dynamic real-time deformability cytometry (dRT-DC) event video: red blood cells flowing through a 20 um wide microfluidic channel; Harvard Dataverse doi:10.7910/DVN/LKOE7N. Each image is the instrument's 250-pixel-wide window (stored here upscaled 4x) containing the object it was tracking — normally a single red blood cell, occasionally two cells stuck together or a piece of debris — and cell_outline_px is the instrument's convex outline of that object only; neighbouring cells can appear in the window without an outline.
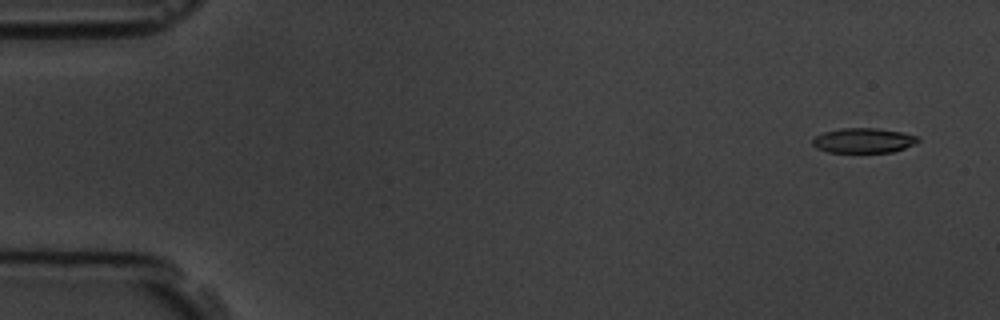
{"species": "common noctule bat (a hibernating species)", "species_latin": "Nyctalus noctula", "temperature_condition": "room temperature", "stored_images_in_passage": 4, "camera_frame_rate_fps": 3000, "um_per_image_px": 0.085, "animal": {"sex": "male", "body_mass_g": 19.5, "forearm_length_mm": 54.6}, "frame": {"image": 1, "passage_image": 1, "time_ms": 0.0, "image_size_px": [1000, 320], "cell_outline_px": [[920, 140], [916, 144], [892, 152], [828, 152], [816, 148], [812, 144], [812, 140], [816, 136], [824, 132], [840, 128], [876, 128], [900, 132], [916, 136]], "centroid_in_image_um": [73.38, 11.94], "position_along_channel_um": 11.6, "area_um2": 15.2}}